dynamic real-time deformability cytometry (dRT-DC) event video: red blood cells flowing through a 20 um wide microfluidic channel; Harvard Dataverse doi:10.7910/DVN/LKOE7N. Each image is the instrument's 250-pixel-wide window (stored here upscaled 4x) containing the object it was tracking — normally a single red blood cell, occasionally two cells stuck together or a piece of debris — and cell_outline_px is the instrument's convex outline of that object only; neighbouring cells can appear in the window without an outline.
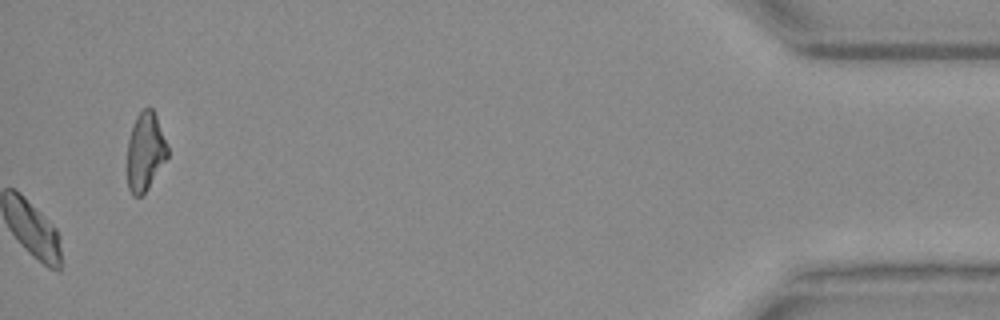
{"species": "Egyptian fruit bat (a non-hibernating species)", "species_latin": "Rousettus aegyptiacus", "temperature_condition": "warm", "stored_images_in_passage": 29, "camera_frame_rate_fps": 3000, "um_per_image_px": 0.085, "animal": {"sex": "female"}, "frame": {"image": 1, "passage_image": 29, "time_ms": 9.333, "image_size_px": [1000, 320], "cell_outline_px": [[168, 156], [148, 188], [140, 196], [132, 196], [128, 188], [128, 140], [136, 116], [144, 108], [152, 108], [156, 116], [168, 144]], "centroid_in_image_um": [12.36, 12.89], "position_along_channel_um": 422.8, "area_um2": 18.21}}